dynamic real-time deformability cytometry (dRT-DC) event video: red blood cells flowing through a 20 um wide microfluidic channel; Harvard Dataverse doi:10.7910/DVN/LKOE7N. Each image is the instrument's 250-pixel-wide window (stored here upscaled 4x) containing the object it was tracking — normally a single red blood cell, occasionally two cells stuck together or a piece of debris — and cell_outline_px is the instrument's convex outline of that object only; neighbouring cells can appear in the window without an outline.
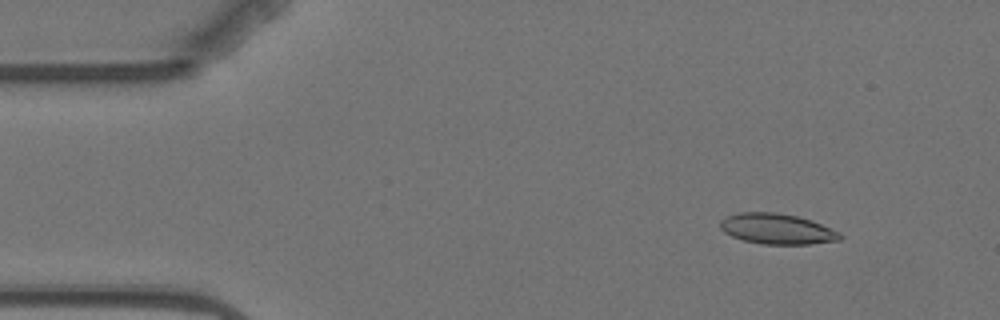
{"species": "Egyptian fruit bat (a non-hibernating species)", "species_latin": "Rousettus aegyptiacus", "temperature_condition": "warm", "stored_images_in_passage": 3, "camera_frame_rate_fps": 3000, "um_per_image_px": 0.085, "animal": {"sex": "female"}, "frame": {"image": 1, "passage_image": 1, "time_ms": 0.0, "image_size_px": [1000, 320], "cell_outline_px": [[844, 236], [840, 240], [808, 244], [764, 244], [744, 240], [732, 236], [724, 232], [720, 228], [720, 220], [728, 216], [740, 212], [776, 212], [796, 216], [812, 220], [840, 232]], "centroid_in_image_um": [66.06, 19.45], "position_along_channel_um": 18.9, "area_um2": 21.27}}